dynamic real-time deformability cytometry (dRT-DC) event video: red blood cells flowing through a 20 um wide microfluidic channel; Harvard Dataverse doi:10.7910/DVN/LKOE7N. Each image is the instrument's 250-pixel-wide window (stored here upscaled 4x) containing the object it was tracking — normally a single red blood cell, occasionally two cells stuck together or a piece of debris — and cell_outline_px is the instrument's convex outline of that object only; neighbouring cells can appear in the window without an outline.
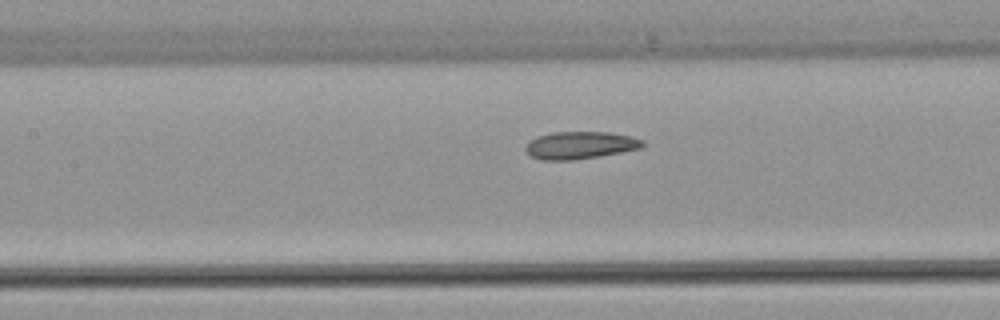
{"species": "common noctule bat (a hibernating species)", "species_latin": "Nyctalus noctula", "temperature_condition": "warm", "stored_images_in_passage": 31, "camera_frame_rate_fps": 3000, "um_per_image_px": 0.085, "animal": {"sex": "female", "body_mass_g": 22.7, "forearm_length_mm": 54.2}, "frame": {"image": 1, "passage_image": 14, "time_ms": 4.333, "image_size_px": [1000, 320], "cell_outline_px": [[644, 144], [640, 148], [600, 156], [576, 160], [540, 160], [532, 156], [524, 148], [536, 136], [552, 132], [608, 132], [632, 136], [644, 140]], "centroid_in_image_um": [49.32, 12.34], "position_along_channel_um": 158.1, "area_um2": 18.67}}